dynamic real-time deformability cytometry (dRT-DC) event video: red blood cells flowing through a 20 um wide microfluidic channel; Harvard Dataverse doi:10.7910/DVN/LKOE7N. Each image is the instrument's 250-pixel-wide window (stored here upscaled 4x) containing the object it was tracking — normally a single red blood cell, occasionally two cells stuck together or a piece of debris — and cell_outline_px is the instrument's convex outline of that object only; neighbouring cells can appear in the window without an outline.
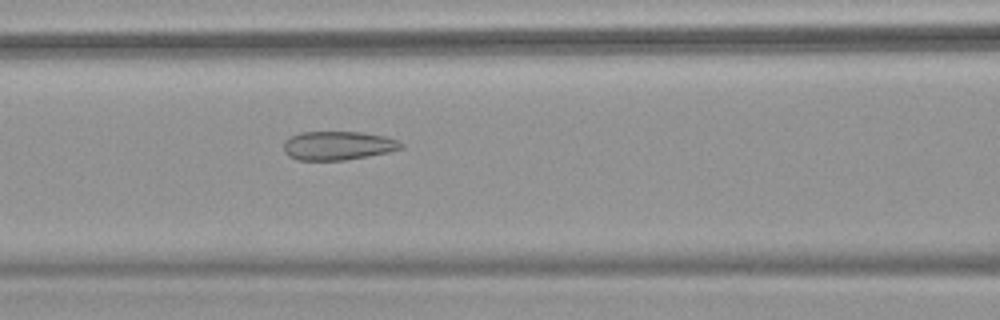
{"species": "common noctule bat (a hibernating species)", "species_latin": "Nyctalus noctula", "temperature_condition": "warm", "stored_images_in_passage": 42, "camera_frame_rate_fps": 3000, "um_per_image_px": 0.085, "animal": {"sex": "female", "body_mass_g": 18.4}, "frame": {"image": 1, "passage_image": 12, "time_ms": 3.667, "image_size_px": [1000, 320], "cell_outline_px": [[404, 148], [388, 152], [368, 156], [344, 160], [296, 160], [288, 156], [284, 152], [284, 140], [300, 132], [364, 132], [384, 136], [400, 140], [404, 144]], "centroid_in_image_um": [28.75, 12.37], "position_along_channel_um": 137.9, "area_um2": 19.88}}
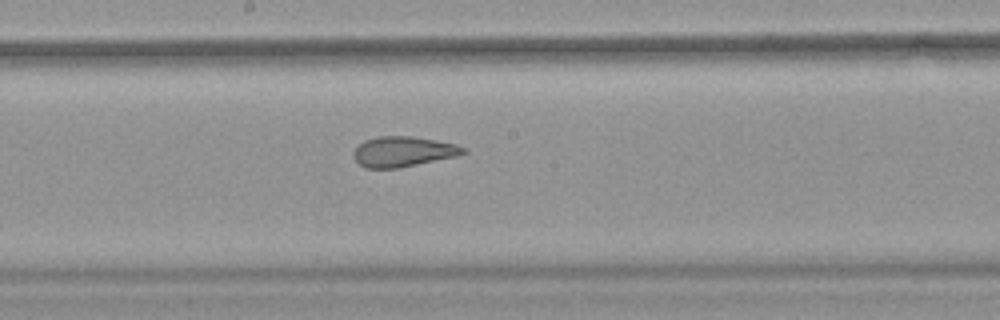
{"frame": {"image": 2, "passage_image": 18, "time_ms": 5.667, "image_size_px": [1000, 320], "cell_outline_px": [[468, 152], [456, 156], [400, 168], [368, 168], [360, 164], [356, 160], [352, 152], [364, 140], [376, 136], [412, 136], [436, 140], [456, 144], [464, 148]], "centroid_in_image_um": [34.27, 12.88], "position_along_channel_um": 213.9, "area_um2": 19.31}}
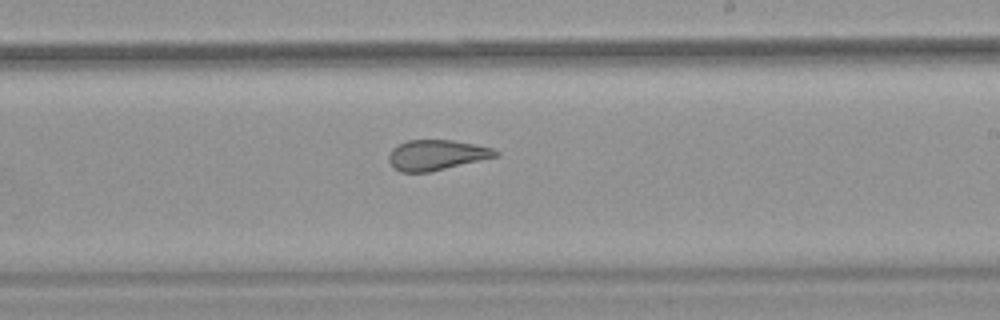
{"frame": {"image": 3, "passage_image": 21, "time_ms": 6.667, "image_size_px": [1000, 320], "cell_outline_px": [[500, 156], [432, 172], [400, 172], [392, 168], [388, 160], [388, 156], [392, 148], [408, 140], [452, 140], [476, 144], [492, 148], [500, 152]], "centroid_in_image_um": [37.12, 13.19], "position_along_channel_um": 251.9, "area_um2": 19.19}, "authors_computed_cell_mechanics": {"area_um2": 21.8195, "velocity_mm_per_s": 3.8189, "shape_relaxation_time_tau1_ms": null, "shape_relaxation_time_tau2_ms": 1.4475, "deformation_change_tau1": null, "deformation_change_tau2": 0.0841}}